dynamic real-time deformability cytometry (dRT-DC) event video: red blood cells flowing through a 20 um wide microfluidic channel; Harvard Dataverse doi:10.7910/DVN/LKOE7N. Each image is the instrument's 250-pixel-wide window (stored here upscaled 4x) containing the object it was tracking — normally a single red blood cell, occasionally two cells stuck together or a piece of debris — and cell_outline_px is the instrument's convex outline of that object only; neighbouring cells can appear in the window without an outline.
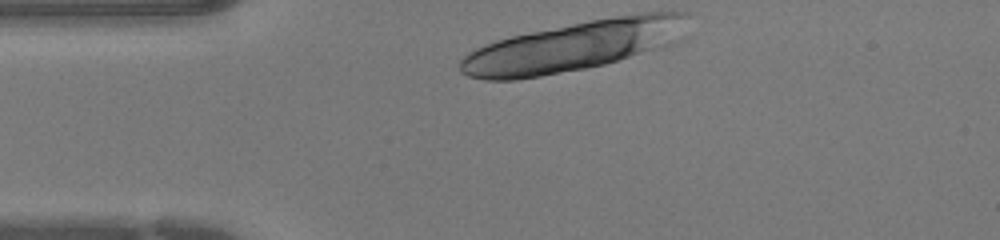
{"species": "human", "species_latin": "Homo sapiens", "temperature_condition": "warm", "stored_images_in_passage": 7, "camera_frame_rate_fps": 3000, "um_per_image_px": 0.085, "donor": {"sex": "female"}, "frame": {"image": 1, "passage_image": 1, "time_ms": 0.0, "image_size_px": [1000, 240], "cell_outline_px": [[688, 36], [684, 40], [676, 44], [664, 48], [604, 64], [584, 68], [540, 76], [516, 80], [484, 80], [468, 76], [460, 72], [460, 60], [468, 52], [484, 44], [496, 40], [512, 36], [588, 20], [640, 12], [688, 12]], "centroid_in_image_um": [48.9, 3.91], "position_along_channel_um": 36.1, "area_um2": 67.16}}